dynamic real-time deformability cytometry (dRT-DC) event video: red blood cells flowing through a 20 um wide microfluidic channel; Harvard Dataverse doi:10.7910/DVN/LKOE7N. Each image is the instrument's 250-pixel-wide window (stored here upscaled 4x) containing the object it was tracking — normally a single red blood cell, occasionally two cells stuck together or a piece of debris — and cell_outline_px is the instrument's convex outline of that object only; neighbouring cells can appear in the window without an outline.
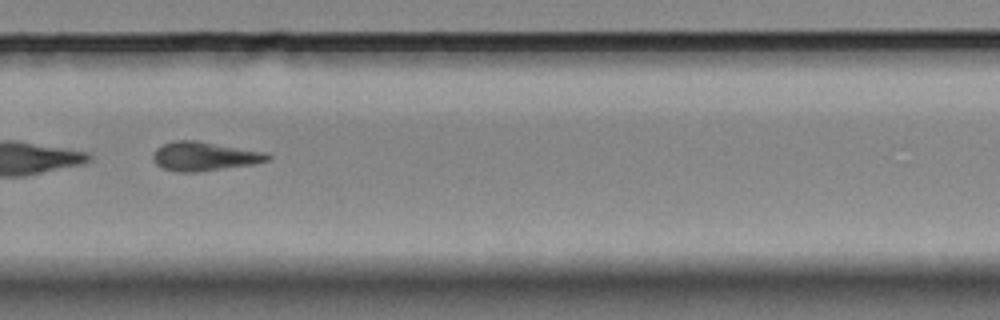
{"species": "Egyptian fruit bat (a non-hibernating species)", "species_latin": "Rousettus aegyptiacus", "temperature_condition": "room temperature", "stored_images_in_passage": 50, "segment_of_instrument_passage": [2, 2], "camera_frame_rate_fps": 3000, "um_per_image_px": 0.085, "animal": {"sex": "female"}, "frame": {"image": 1, "passage_image": 38, "time_ms": 12.333, "image_size_px": [1000, 320], "cell_outline_px": [[272, 156], [268, 160], [252, 164], [196, 172], [176, 172], [164, 168], [156, 164], [152, 160], [152, 156], [156, 148], [172, 140], [196, 140], [268, 152]], "centroid_in_image_um": [17.36, 13.27], "position_along_channel_um": 312.4, "area_um2": 19.42}}